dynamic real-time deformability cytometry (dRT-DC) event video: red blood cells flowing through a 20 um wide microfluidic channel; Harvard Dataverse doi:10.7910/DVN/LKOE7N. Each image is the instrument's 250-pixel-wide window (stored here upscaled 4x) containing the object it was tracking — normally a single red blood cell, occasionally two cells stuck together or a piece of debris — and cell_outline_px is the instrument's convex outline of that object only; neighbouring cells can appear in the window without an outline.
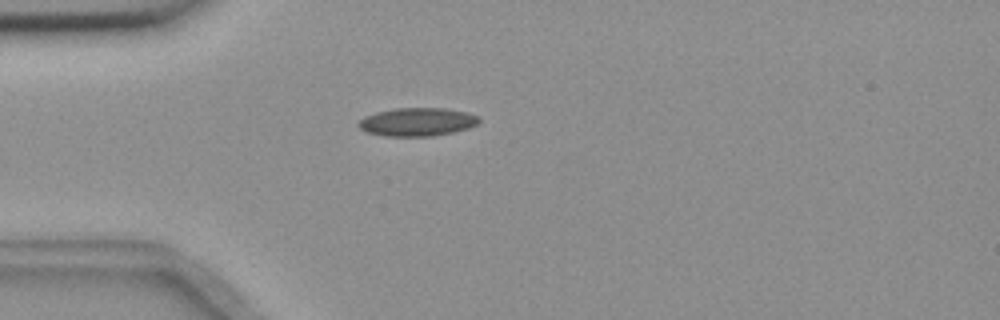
{"species": "common noctule bat (a hibernating species)", "species_latin": "Nyctalus noctula", "temperature_condition": "room temperature", "stored_images_in_passage": 1, "camera_frame_rate_fps": 3000, "um_per_image_px": 0.085, "animal": {"sex": "female", "body_mass_g": 18.4}, "frame": {"image": 1, "passage_image": 1, "time_ms": 0.0, "image_size_px": [1000, 320], "cell_outline_px": [[480, 120], [476, 124], [468, 128], [452, 132], [432, 136], [384, 136], [368, 132], [360, 128], [356, 124], [364, 116], [376, 112], [396, 108], [444, 108], [468, 112], [476, 116]], "centroid_in_image_um": [35.44, 10.36], "position_along_channel_um": 49.6, "area_um2": 19.77}}